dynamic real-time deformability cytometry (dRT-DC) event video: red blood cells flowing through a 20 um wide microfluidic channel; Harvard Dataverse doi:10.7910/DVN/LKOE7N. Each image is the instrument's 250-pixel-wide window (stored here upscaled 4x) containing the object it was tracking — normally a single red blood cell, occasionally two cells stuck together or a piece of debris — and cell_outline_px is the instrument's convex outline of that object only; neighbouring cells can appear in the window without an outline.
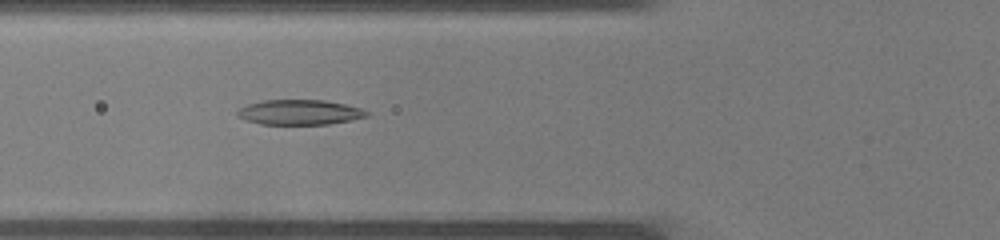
{"species": "common noctule bat (a hibernating species)", "species_latin": "Nyctalus noctula", "temperature_condition": "warm", "stored_images_in_passage": 26, "camera_frame_rate_fps": 3000, "um_per_image_px": 0.085, "animal": {"sex": "male", "body_mass_g": 19.0, "forearm_length_mm": 50.8}, "frame": {"image": 1, "passage_image": 3, "time_ms": 0.667, "image_size_px": [1000, 240], "cell_outline_px": [[368, 116], [328, 124], [260, 124], [244, 120], [236, 116], [236, 112], [240, 108], [248, 104], [264, 100], [324, 100], [344, 104], [360, 108], [368, 112]], "centroid_in_image_um": [25.4, 9.54], "position_along_channel_um": 100.4, "area_um2": 18.73}}
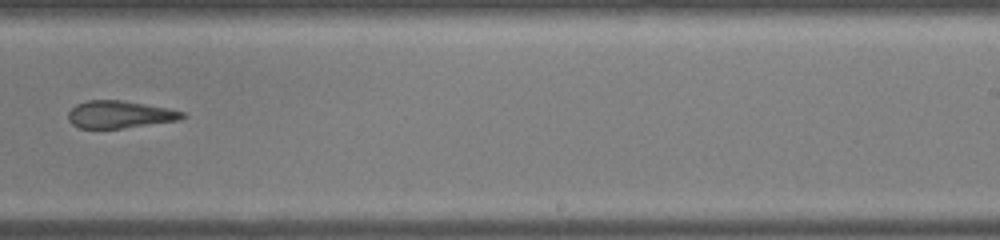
{"frame": {"image": 2, "passage_image": 13, "time_ms": 4.0, "image_size_px": [1000, 240], "cell_outline_px": [[188, 116], [180, 120], [124, 128], [80, 128], [72, 124], [68, 120], [68, 112], [76, 104], [88, 100], [124, 100], [168, 108], [184, 112]], "centroid_in_image_um": [10.2, 9.72], "position_along_channel_um": 278.8, "area_um2": 18.32}}
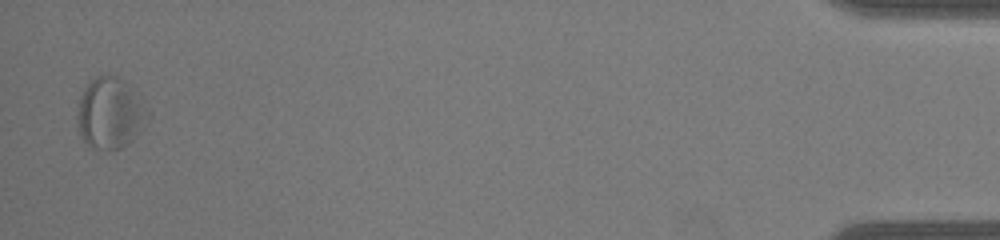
{"frame": {"image": 3, "passage_image": 26, "time_ms": 8.333, "image_size_px": [1000, 240], "cell_outline_px": [[152, 116], [140, 132], [132, 140], [120, 148], [92, 148], [84, 140], [80, 132], [76, 116], [80, 96], [88, 80], [96, 76], [116, 76], [124, 80], [136, 88], [144, 96], [152, 112]], "centroid_in_image_um": [9.46, 9.56], "position_along_channel_um": 425.7, "area_um2": 30.11}}